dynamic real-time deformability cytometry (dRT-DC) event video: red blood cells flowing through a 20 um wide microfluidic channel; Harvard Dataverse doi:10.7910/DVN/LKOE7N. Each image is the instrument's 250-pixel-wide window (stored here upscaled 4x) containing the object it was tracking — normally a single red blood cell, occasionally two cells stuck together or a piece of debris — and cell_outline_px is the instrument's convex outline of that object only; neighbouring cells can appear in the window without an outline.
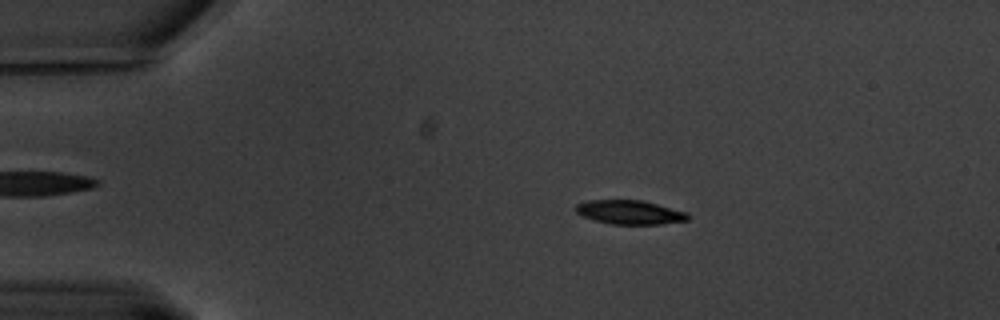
{"species": "common noctule bat (a hibernating species)", "species_latin": "Nyctalus noctula", "temperature_condition": "warm", "stored_images_in_passage": 62, "camera_frame_rate_fps": 3000, "um_per_image_px": 0.085, "animal": {"sex": "male", "body_mass_g": 20.1, "forearm_length_mm": 53.5}, "frame": {"image": 1, "passage_image": 12, "time_ms": 3.667, "image_size_px": [1000, 320], "cell_outline_px": [[688, 220], [660, 224], [612, 224], [596, 220], [584, 216], [576, 212], [576, 204], [588, 200], [640, 200], [688, 212]], "centroid_in_image_um": [53.53, 18.04], "position_along_channel_um": 31.5, "area_um2": 15.43}}
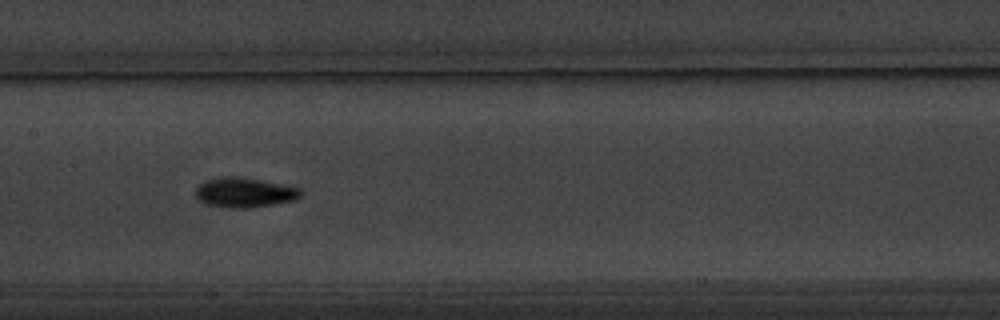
{"frame": {"image": 2, "passage_image": 31, "time_ms": 10.0, "image_size_px": [1000, 320], "cell_outline_px": [[304, 192], [296, 200], [248, 208], [224, 208], [204, 204], [196, 196], [196, 188], [204, 180], [220, 176], [240, 176], [300, 188]], "centroid_in_image_um": [20.75, 16.36], "position_along_channel_um": 186.6, "area_um2": 18.44}}
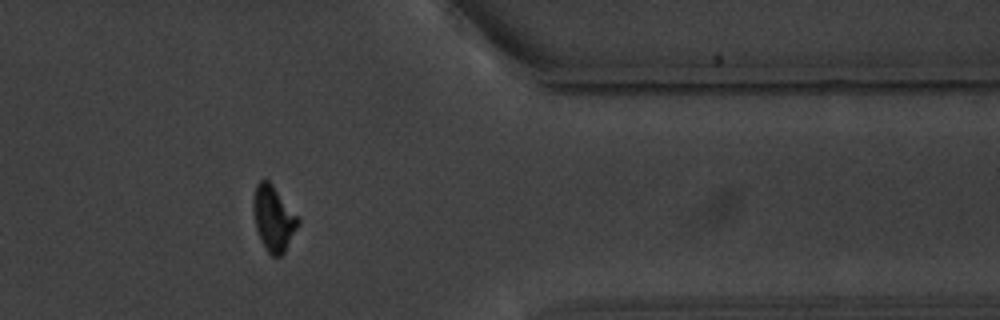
{"frame": {"image": 3, "passage_image": 51, "time_ms": 16.667, "image_size_px": [1000, 320], "cell_outline_px": [[300, 224], [284, 252], [280, 256], [272, 256], [268, 252], [256, 228], [252, 208], [252, 200], [256, 184], [260, 180], [268, 180], [272, 184], [300, 216]], "centroid_in_image_um": [23.27, 18.52], "position_along_channel_um": 388.1, "area_um2": 17.17}, "authors_computed_cell_mechanics": {"area_um2": 16.473, "velocity_mm_per_s": 3.2624, "shape_relaxation_time_tau1_ms": 2.0065, "shape_relaxation_time_tau2_ms": 3.4988, "deformation_change_tau1": 0.161, "deformation_change_tau2": 0.0863}}